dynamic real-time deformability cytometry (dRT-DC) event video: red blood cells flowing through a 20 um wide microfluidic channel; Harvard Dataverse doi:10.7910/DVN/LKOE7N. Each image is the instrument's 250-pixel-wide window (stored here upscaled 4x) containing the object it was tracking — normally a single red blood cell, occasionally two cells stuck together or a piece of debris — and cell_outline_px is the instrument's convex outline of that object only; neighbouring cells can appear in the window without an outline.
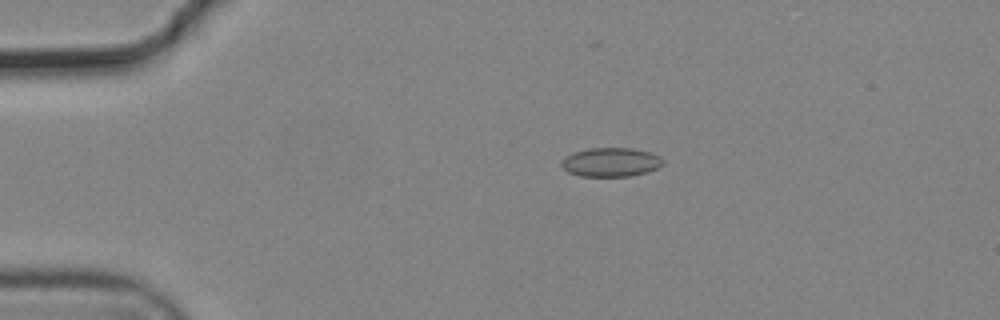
{"species": "common noctule bat (a hibernating species)", "species_latin": "Nyctalus noctula", "temperature_condition": "cold", "stored_images_in_passage": 40, "camera_frame_rate_fps": 3000, "um_per_image_px": 0.085, "animal": {"sex": "male", "body_mass_g": 19.2, "forearm_length_mm": 51.8}, "frame": {"image": 1, "passage_image": 12, "time_ms": 3.667, "image_size_px": [1000, 320], "cell_outline_px": [[664, 164], [648, 172], [632, 176], [580, 176], [568, 172], [560, 164], [560, 160], [576, 152], [588, 148], [632, 148], [648, 152], [660, 156], [664, 160]], "centroid_in_image_um": [51.94, 13.79], "position_along_channel_um": 33.1, "area_um2": 17.11}}
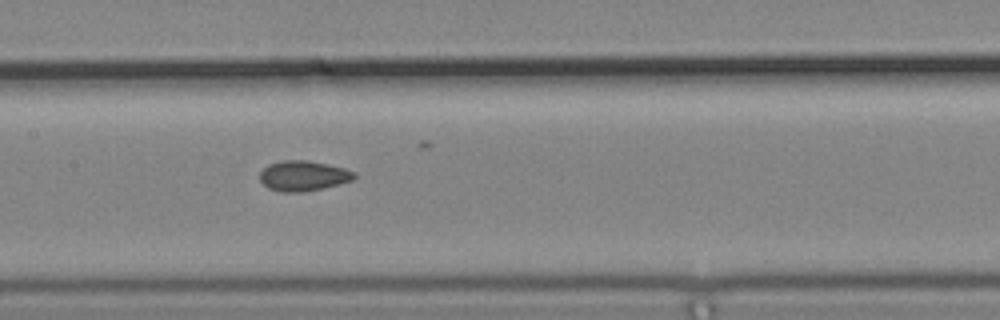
{"frame": {"image": 2, "passage_image": 28, "time_ms": 9.0, "image_size_px": [1000, 320], "cell_outline_px": [[356, 176], [352, 180], [340, 184], [300, 192], [284, 192], [268, 188], [260, 180], [260, 172], [268, 164], [284, 160], [304, 160], [328, 164], [344, 168], [356, 172]], "centroid_in_image_um": [25.78, 14.93], "position_along_channel_um": 181.6, "area_um2": 16.47}}
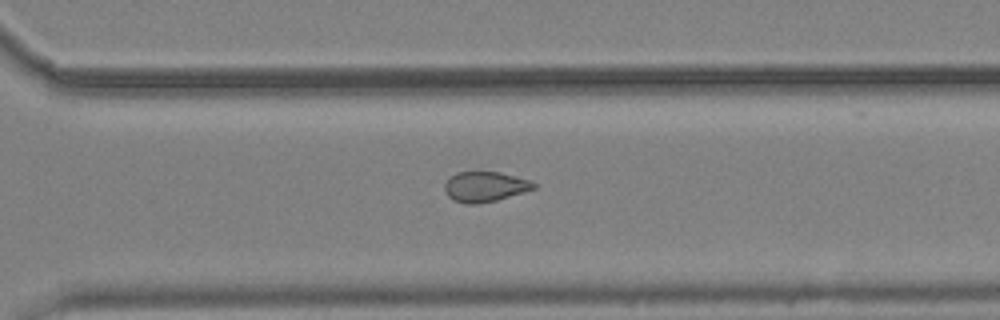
{"frame": {"image": 3, "passage_image": 40, "time_ms": 13.0, "image_size_px": [1000, 320], "cell_outline_px": [[536, 188], [524, 192], [496, 200], [476, 204], [464, 204], [452, 200], [444, 192], [444, 184], [448, 176], [456, 172], [500, 172], [528, 180], [536, 184]], "centroid_in_image_um": [41.15, 15.87], "position_along_channel_um": 329.4, "area_um2": 15.78}}